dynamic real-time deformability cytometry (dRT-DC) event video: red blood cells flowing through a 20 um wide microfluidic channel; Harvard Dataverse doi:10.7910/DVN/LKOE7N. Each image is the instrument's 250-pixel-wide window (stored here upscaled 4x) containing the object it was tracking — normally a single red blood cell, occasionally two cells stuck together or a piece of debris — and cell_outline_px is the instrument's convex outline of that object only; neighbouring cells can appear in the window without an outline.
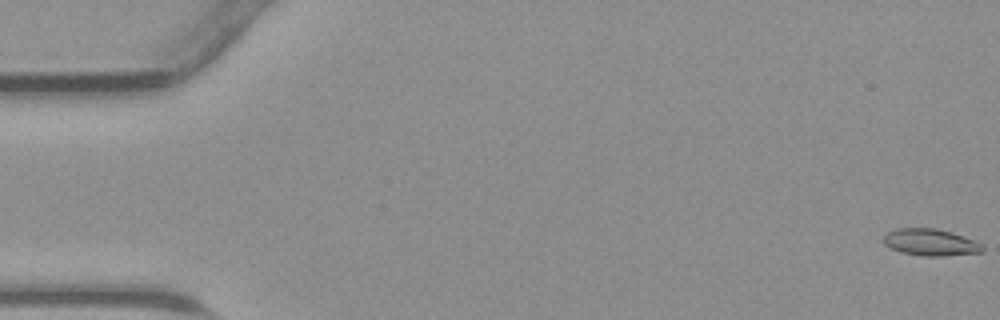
{"species": "common noctule bat (a hibernating species)", "species_latin": "Nyctalus noctula", "temperature_condition": "warm", "stored_images_in_passage": 38, "camera_frame_rate_fps": 3000, "um_per_image_px": 0.085, "animal": {"sex": "male", "body_mass_g": 23.1, "forearm_length_mm": 52.7}, "frame": {"image": 1, "passage_image": 1, "time_ms": 0.0, "image_size_px": [1000, 320], "cell_outline_px": [[984, 252], [944, 256], [924, 256], [900, 252], [888, 248], [884, 244], [884, 236], [888, 232], [896, 228], [936, 228], [952, 232], [984, 244]], "centroid_in_image_um": [79.1, 20.6], "position_along_channel_um": 5.9, "area_um2": 15.66}}
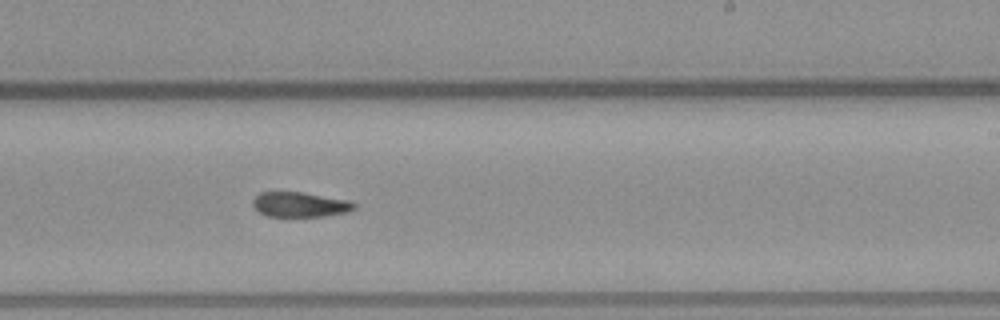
{"frame": {"image": 2, "passage_image": 28, "time_ms": 9.0, "image_size_px": [1000, 320], "cell_outline_px": [[356, 208], [348, 212], [324, 216], [264, 216], [252, 204], [252, 200], [260, 192], [300, 192], [348, 200], [356, 204]], "centroid_in_image_um": [25.49, 17.39], "position_along_channel_um": 263.5, "area_um2": 14.62}}
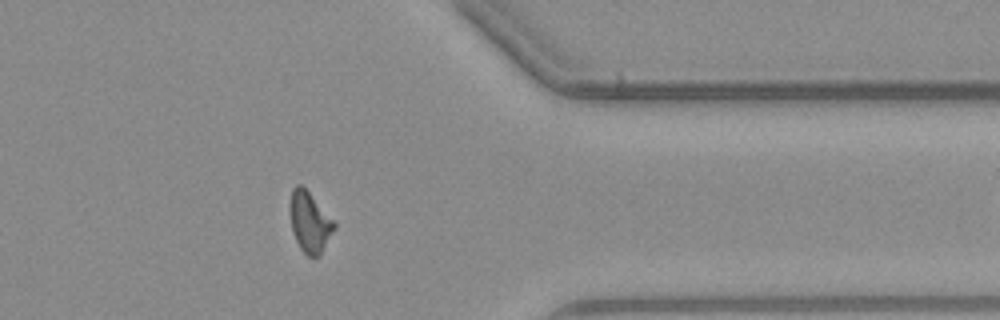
{"frame": {"image": 3, "passage_image": 37, "time_ms": 12.0, "image_size_px": [1000, 320], "cell_outline_px": [[336, 228], [320, 256], [308, 256], [300, 248], [296, 240], [292, 228], [288, 212], [288, 204], [292, 188], [296, 184], [300, 184], [308, 192], [336, 224]], "centroid_in_image_um": [26.29, 18.88], "position_along_channel_um": 385.1, "area_um2": 15.61}}